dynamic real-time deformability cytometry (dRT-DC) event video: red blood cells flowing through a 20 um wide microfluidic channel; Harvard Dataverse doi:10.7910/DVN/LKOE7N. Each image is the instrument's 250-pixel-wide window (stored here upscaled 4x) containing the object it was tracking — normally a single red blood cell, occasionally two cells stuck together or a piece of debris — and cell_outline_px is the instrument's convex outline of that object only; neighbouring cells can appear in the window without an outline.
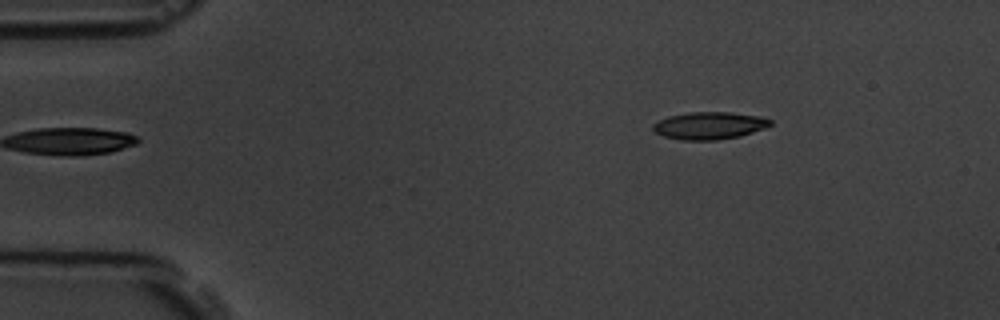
{"species": "common noctule bat (a hibernating species)", "species_latin": "Nyctalus noctula", "temperature_condition": "room temperature", "stored_images_in_passage": 4, "camera_frame_rate_fps": 3000, "um_per_image_px": 0.085, "animal": {"sex": "male", "body_mass_g": 19.5, "forearm_length_mm": 54.6}, "frame": {"image": 1, "passage_image": 1, "time_ms": 0.0, "image_size_px": [1000, 320], "cell_outline_px": [[772, 124], [764, 128], [740, 136], [716, 140], [680, 140], [664, 136], [656, 132], [652, 128], [652, 124], [668, 116], [688, 112], [728, 112], [760, 116], [772, 120]], "centroid_in_image_um": [60.29, 10.67], "position_along_channel_um": 24.7, "area_um2": 18.67}}
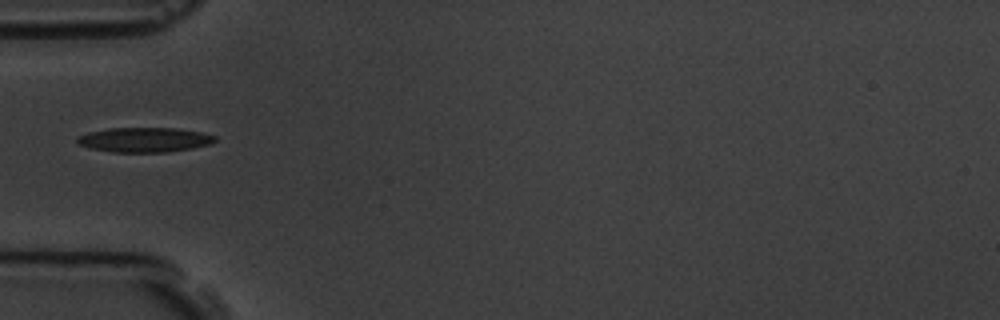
{"frame": {"image": 2, "passage_image": 4, "time_ms": 3.333, "image_size_px": [1000, 320], "cell_outline_px": [[216, 140], [212, 144], [192, 148], [168, 152], [112, 152], [92, 148], [80, 144], [76, 140], [76, 136], [88, 132], [108, 128], [176, 128], [200, 132], [216, 136]], "centroid_in_image_um": [12.29, 11.88], "position_along_channel_um": 72.7, "area_um2": 19.83}}